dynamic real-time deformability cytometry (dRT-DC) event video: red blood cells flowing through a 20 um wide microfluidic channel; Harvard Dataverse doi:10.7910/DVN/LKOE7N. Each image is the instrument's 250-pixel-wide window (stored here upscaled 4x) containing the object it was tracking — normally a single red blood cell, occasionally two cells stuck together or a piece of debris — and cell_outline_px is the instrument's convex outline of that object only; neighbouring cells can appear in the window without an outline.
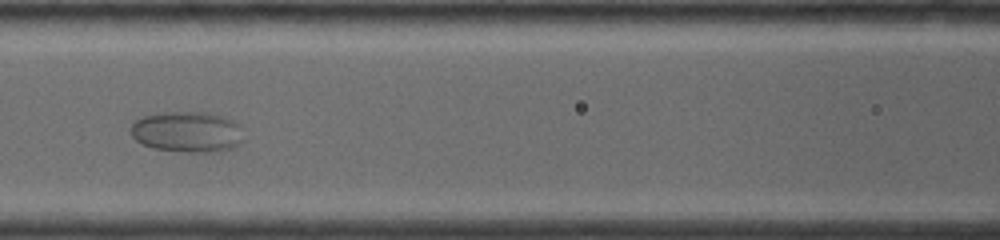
{"species": "common noctule bat (a hibernating species)", "species_latin": "Nyctalus noctula", "temperature_condition": "warm", "stored_images_in_passage": 52, "camera_frame_rate_fps": 4500, "um_per_image_px": 0.085, "animal": {"sex": "female", "body_mass_g": 19.0, "forearm_length_mm": 53.3}, "frame": {"image": 1, "passage_image": 18, "time_ms": 5.111, "image_size_px": [1000, 240], "cell_outline_px": [[244, 140], [240, 144], [232, 148], [216, 152], [184, 152], [152, 148], [136, 140], [132, 136], [132, 124], [136, 120], [144, 116], [160, 112], [208, 112], [224, 116], [240, 124]], "centroid_in_image_um": [15.96, 11.21], "position_along_channel_um": 150.6, "area_um2": 27.11}}
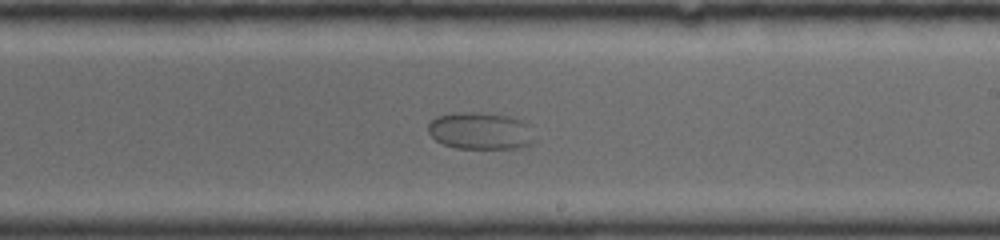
{"frame": {"image": 2, "passage_image": 27, "time_ms": 7.778, "image_size_px": [1000, 240], "cell_outline_px": [[532, 144], [524, 148], [456, 148], [444, 144], [436, 140], [428, 132], [428, 124], [436, 116], [460, 112], [476, 112], [512, 116], [528, 124], [532, 140]], "centroid_in_image_um": [40.82, 11.12], "position_along_channel_um": 248.2, "area_um2": 22.89}}
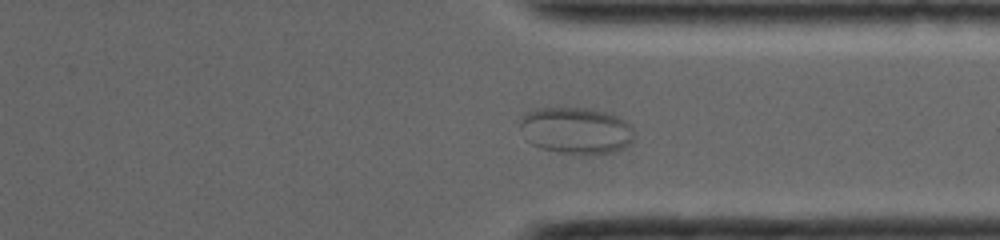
{"frame": {"image": 3, "passage_image": 38, "time_ms": 10.889, "image_size_px": [1000, 240], "cell_outline_px": [[632, 140], [624, 148], [616, 152], [588, 156], [560, 152], [540, 148], [532, 144], [528, 140], [520, 128], [520, 116], [524, 112], [536, 108], [584, 108], [604, 112], [616, 116], [624, 120], [632, 128]], "centroid_in_image_um": [48.93, 11.11], "position_along_channel_um": 362.5, "area_um2": 31.21}}